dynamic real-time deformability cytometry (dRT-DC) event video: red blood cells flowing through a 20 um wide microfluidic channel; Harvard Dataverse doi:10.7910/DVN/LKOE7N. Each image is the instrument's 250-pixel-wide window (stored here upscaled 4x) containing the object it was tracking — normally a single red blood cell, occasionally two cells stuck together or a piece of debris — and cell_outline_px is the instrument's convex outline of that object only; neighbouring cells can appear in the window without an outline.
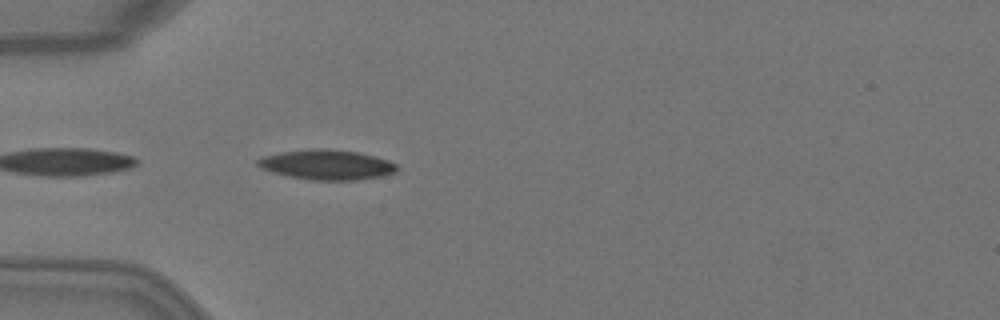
{"species": "Egyptian fruit bat (a non-hibernating species)", "species_latin": "Rousettus aegyptiacus", "temperature_condition": "warm", "stored_images_in_passage": 36, "camera_frame_rate_fps": 3000, "um_per_image_px": 0.085, "animal": {"sex": "female"}, "frame": {"image": 1, "passage_image": 1, "time_ms": 0.0, "image_size_px": [1000, 320], "cell_outline_px": [[400, 168], [396, 172], [384, 176], [356, 180], [308, 180], [288, 176], [260, 168], [256, 164], [256, 160], [260, 156], [280, 152], [312, 148], [320, 148], [356, 152], [388, 160], [396, 164]], "centroid_in_image_um": [27.75, 14.0], "position_along_channel_um": 57.2, "area_um2": 24.45}}
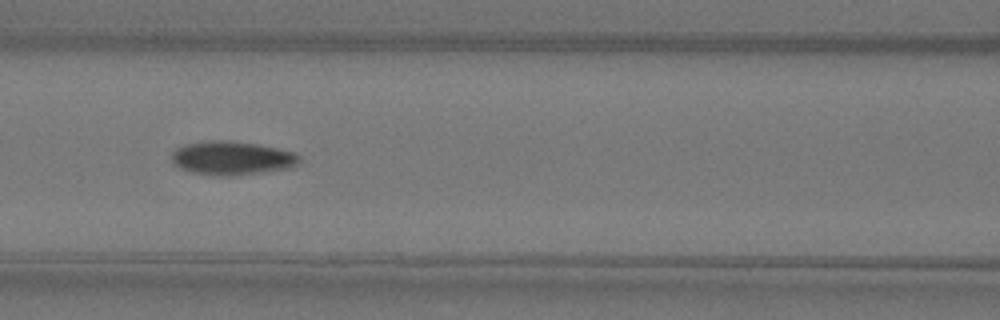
{"frame": {"image": 2, "passage_image": 8, "time_ms": 2.333, "image_size_px": [1000, 320], "cell_outline_px": [[300, 160], [296, 164], [288, 168], [232, 176], [216, 176], [192, 172], [180, 168], [172, 160], [172, 152], [176, 148], [184, 144], [208, 140], [232, 140], [256, 144], [296, 152], [300, 156]], "centroid_in_image_um": [19.7, 13.42], "position_along_channel_um": 146.9, "area_um2": 25.09}}
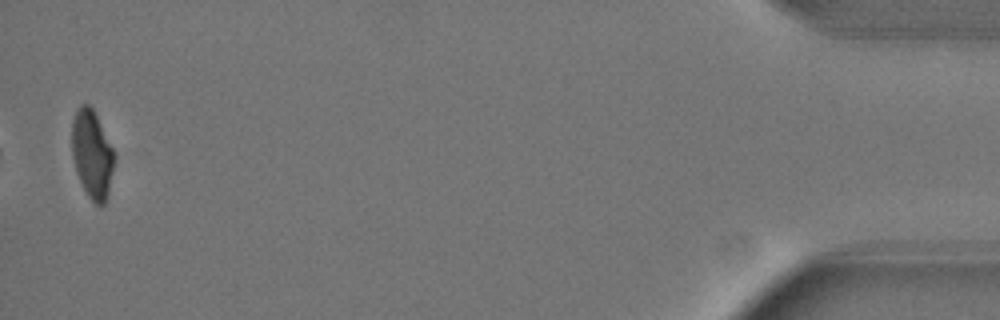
{"frame": {"image": 3, "passage_image": 35, "time_ms": 11.333, "image_size_px": [1000, 320], "cell_outline_px": [[112, 172], [108, 196], [104, 204], [100, 208], [88, 196], [76, 172], [72, 156], [72, 120], [80, 104], [88, 104], [92, 108], [112, 148]], "centroid_in_image_um": [7.79, 13.13], "position_along_channel_um": 427.4, "area_um2": 21.21}, "authors_computed_cell_mechanics": {"area_um2": 24.2471, "velocity_mm_per_s": 4.0831, "shape_relaxation_time_tau1_ms": 4.1183, "shape_relaxation_time_tau2_ms": 2.1542, "deformation_change_tau1": 0.1855, "deformation_change_tau2": 0.0657}}